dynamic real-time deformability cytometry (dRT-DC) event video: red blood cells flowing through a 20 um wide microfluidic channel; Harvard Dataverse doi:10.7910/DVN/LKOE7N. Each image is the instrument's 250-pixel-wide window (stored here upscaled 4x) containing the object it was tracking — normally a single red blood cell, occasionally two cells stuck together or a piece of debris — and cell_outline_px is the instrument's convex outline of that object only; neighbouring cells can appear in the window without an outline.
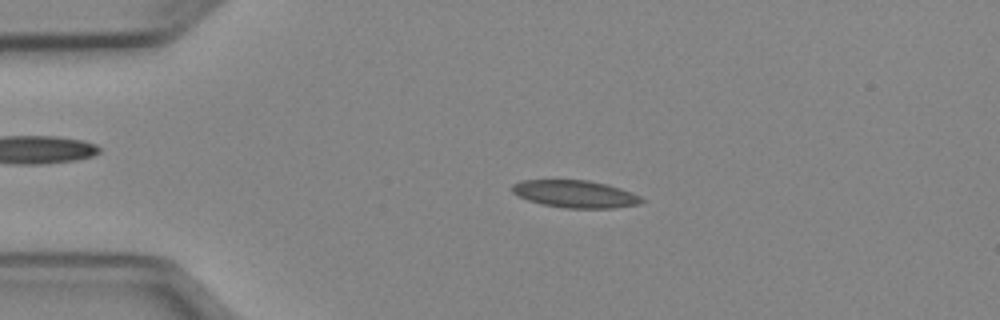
{"species": "Egyptian fruit bat (a non-hibernating species)", "species_latin": "Rousettus aegyptiacus", "temperature_condition": "cold", "stored_images_in_passage": 50, "camera_frame_rate_fps": 3000, "um_per_image_px": 0.085, "animal": {"sex": "female"}, "frame": {"image": 1, "passage_image": 10, "time_ms": 3.0, "image_size_px": [1000, 320], "cell_outline_px": [[644, 200], [640, 204], [612, 208], [564, 208], [544, 204], [528, 200], [512, 192], [512, 184], [520, 180], [588, 180], [608, 184], [632, 192], [640, 196]], "centroid_in_image_um": [48.91, 16.48], "position_along_channel_um": 36.1, "area_um2": 20.63}}
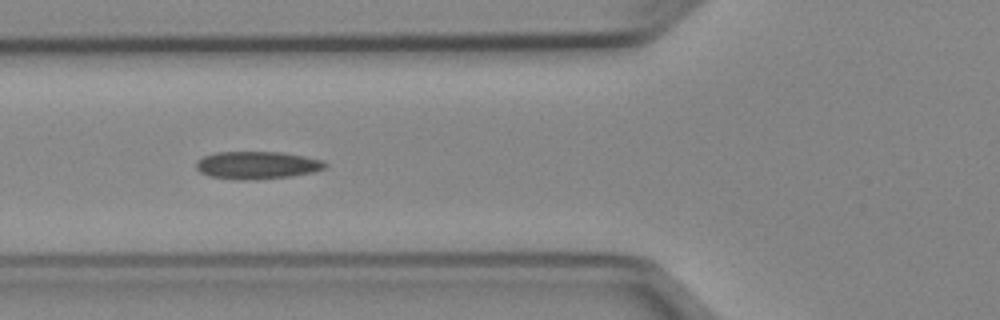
{"frame": {"image": 2, "passage_image": 18, "time_ms": 5.667, "image_size_px": [1000, 320], "cell_outline_px": [[328, 164], [324, 168], [312, 172], [288, 176], [248, 180], [236, 180], [208, 176], [200, 172], [196, 168], [196, 160], [204, 156], [216, 152], [280, 152], [304, 156], [324, 160]], "centroid_in_image_um": [21.81, 14.04], "position_along_channel_um": 104.0, "area_um2": 20.75}}
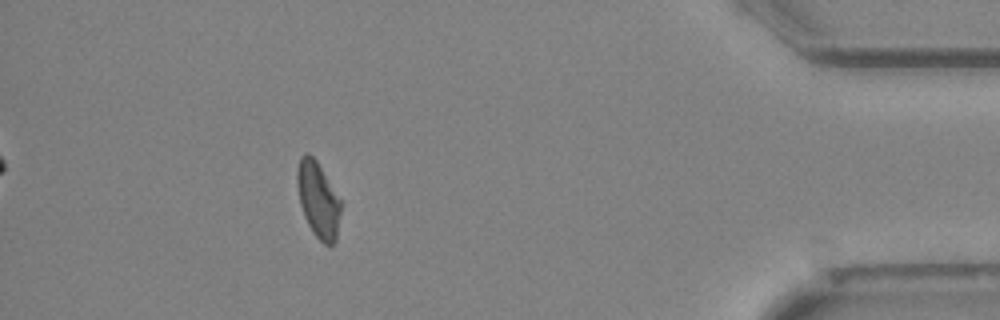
{"frame": {"image": 3, "passage_image": 45, "time_ms": 14.667, "image_size_px": [1000, 320], "cell_outline_px": [[340, 212], [336, 240], [332, 244], [324, 244], [312, 232], [304, 216], [300, 204], [296, 184], [296, 172], [300, 156], [308, 152], [316, 160], [340, 200]], "centroid_in_image_um": [27.0, 16.97], "position_along_channel_um": 408.2, "area_um2": 19.02}, "authors_computed_cell_mechanics": {"area_um2": 19.8543, "velocity_mm_per_s": 3.942, "shape_relaxation_time_tau1_ms": 6.6449, "shape_relaxation_time_tau2_ms": 2.1067, "deformation_change_tau1": 0.1622, "deformation_change_tau2": 0.0937}}